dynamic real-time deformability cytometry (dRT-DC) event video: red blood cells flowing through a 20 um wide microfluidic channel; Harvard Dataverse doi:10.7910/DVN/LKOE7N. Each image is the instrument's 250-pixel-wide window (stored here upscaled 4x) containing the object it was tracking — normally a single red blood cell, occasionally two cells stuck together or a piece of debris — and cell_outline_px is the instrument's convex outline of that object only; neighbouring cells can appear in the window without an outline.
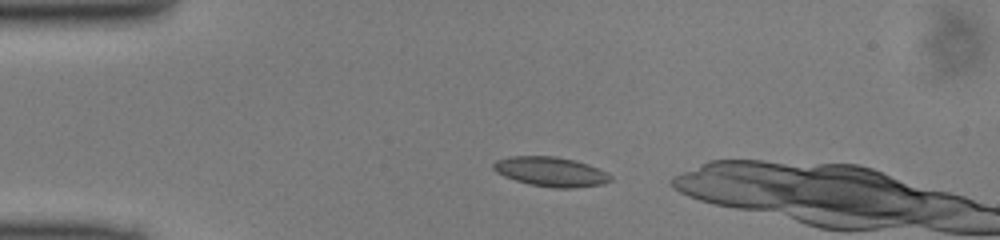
{"species": "common noctule bat (a hibernating species)", "species_latin": "Nyctalus noctula", "temperature_condition": "cold", "stored_images_in_passage": 7, "camera_frame_rate_fps": 3000, "um_per_image_px": 0.085, "animal": {"sex": "male", "body_mass_g": 13.0, "forearm_length_mm": 53.1}, "frame": {"image": 1, "passage_image": 4, "time_ms": 1.0, "image_size_px": [1000, 240], "cell_outline_px": [[612, 180], [604, 184], [576, 188], [552, 188], [528, 184], [504, 176], [496, 172], [492, 168], [492, 164], [496, 160], [508, 156], [556, 156], [576, 160], [588, 164], [612, 176]], "centroid_in_image_um": [46.8, 14.59], "position_along_channel_um": 38.2, "area_um2": 20.35}}